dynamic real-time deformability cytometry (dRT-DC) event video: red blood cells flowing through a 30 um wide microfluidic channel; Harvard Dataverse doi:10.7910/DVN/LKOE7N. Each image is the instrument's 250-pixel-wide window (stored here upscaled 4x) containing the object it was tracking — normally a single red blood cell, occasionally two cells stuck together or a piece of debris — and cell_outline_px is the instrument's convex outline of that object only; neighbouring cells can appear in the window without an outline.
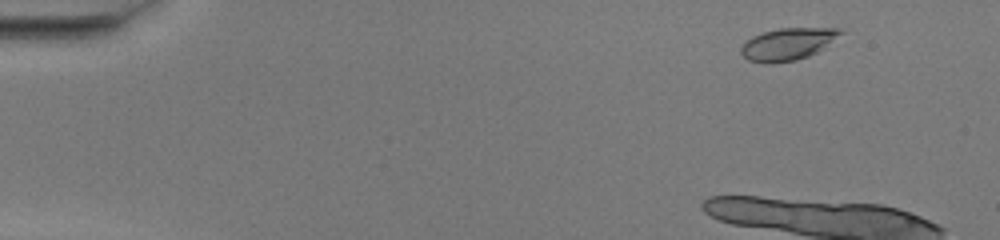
{"species": "common noctule bat (a hibernating species)", "species_latin": "Nyctalus noctula", "temperature_condition": "warm", "stored_images_in_passage": 11, "camera_frame_rate_fps": 3000, "um_per_image_px": 0.085, "animal": {"sex": "female", "body_mass_g": 20.0, "forearm_length_mm": 54.0}, "frame": {"image": 1, "passage_image": 4, "time_ms": 1.0, "image_size_px": [1000, 240], "cell_outline_px": [[848, 32], [816, 52], [808, 56], [796, 60], [772, 64], [764, 64], [748, 60], [740, 52], [740, 48], [752, 36], [764, 32], [780, 28], [844, 28]], "centroid_in_image_um": [67.02, 3.74], "position_along_channel_um": 18.0, "area_um2": 18.84}}